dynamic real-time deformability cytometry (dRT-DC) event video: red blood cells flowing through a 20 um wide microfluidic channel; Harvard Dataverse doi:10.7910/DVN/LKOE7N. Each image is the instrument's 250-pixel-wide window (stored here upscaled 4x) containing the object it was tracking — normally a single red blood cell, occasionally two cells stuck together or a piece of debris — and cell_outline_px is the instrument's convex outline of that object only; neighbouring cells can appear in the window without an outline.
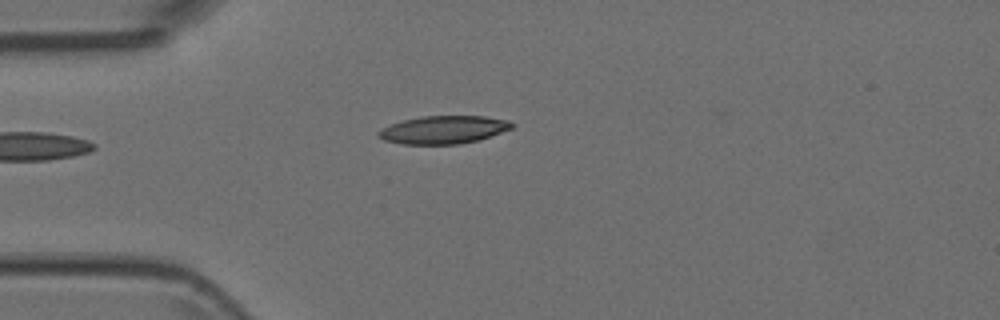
{"species": "Egyptian fruit bat (a non-hibernating species)", "species_latin": "Rousettus aegyptiacus", "temperature_condition": "room temperature", "stored_images_in_passage": 4, "camera_frame_rate_fps": 3000, "um_per_image_px": 0.085, "animal": {"sex": "female"}, "frame": {"image": 1, "passage_image": 4, "time_ms": 1.0, "image_size_px": [1000, 320], "cell_outline_px": [[516, 124], [512, 128], [480, 140], [460, 144], [404, 144], [384, 140], [376, 136], [376, 132], [392, 124], [404, 120], [420, 116], [484, 116], [508, 120]], "centroid_in_image_um": [37.72, 11.03], "position_along_channel_um": 47.3, "area_um2": 21.73}}